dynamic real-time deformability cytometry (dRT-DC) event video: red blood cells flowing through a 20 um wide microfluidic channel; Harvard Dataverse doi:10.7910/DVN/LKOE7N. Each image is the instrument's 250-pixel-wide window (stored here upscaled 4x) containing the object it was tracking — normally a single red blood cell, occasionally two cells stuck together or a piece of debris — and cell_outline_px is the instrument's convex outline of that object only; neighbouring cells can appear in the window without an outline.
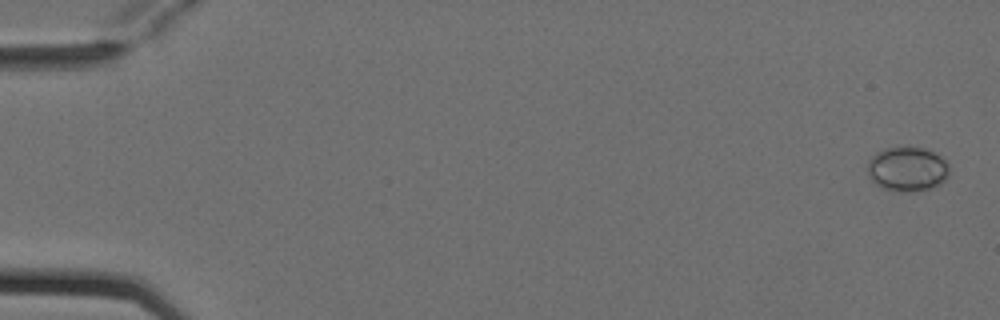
{"species": "Egyptian fruit bat (a non-hibernating species)", "species_latin": "Rousettus aegyptiacus", "temperature_condition": "cold", "stored_images_in_passage": 4, "camera_frame_rate_fps": 3000, "um_per_image_px": 0.085, "animal": {"sex": "female"}, "frame": {"image": 1, "passage_image": 1, "time_ms": 0.0, "image_size_px": [1000, 320], "cell_outline_px": [[948, 176], [940, 184], [932, 188], [912, 192], [900, 192], [880, 188], [868, 176], [868, 160], [876, 152], [884, 148], [924, 148], [944, 156], [948, 164]], "centroid_in_image_um": [77.13, 14.38], "position_along_channel_um": 7.9, "area_um2": 21.44}}
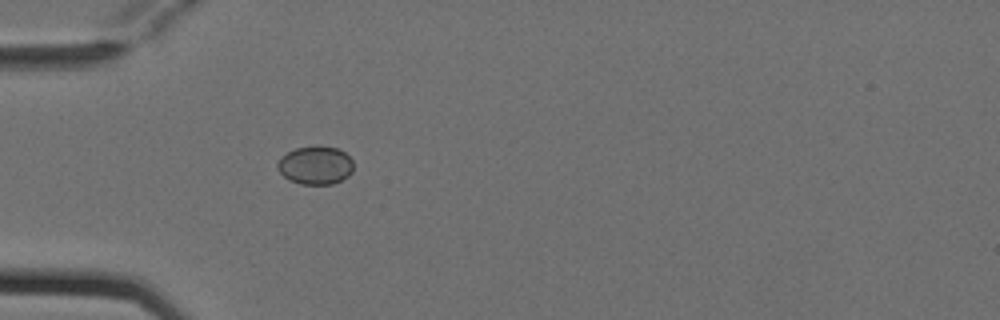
{"frame": {"image": 2, "passage_image": 4, "time_ms": 1.0, "image_size_px": [1000, 320], "cell_outline_px": [[352, 172], [348, 176], [332, 184], [300, 184], [288, 180], [276, 168], [276, 164], [288, 152], [296, 148], [316, 144], [336, 148], [344, 152], [352, 160]], "centroid_in_image_um": [26.8, 14.04], "position_along_channel_um": 58.2, "area_um2": 16.99}}